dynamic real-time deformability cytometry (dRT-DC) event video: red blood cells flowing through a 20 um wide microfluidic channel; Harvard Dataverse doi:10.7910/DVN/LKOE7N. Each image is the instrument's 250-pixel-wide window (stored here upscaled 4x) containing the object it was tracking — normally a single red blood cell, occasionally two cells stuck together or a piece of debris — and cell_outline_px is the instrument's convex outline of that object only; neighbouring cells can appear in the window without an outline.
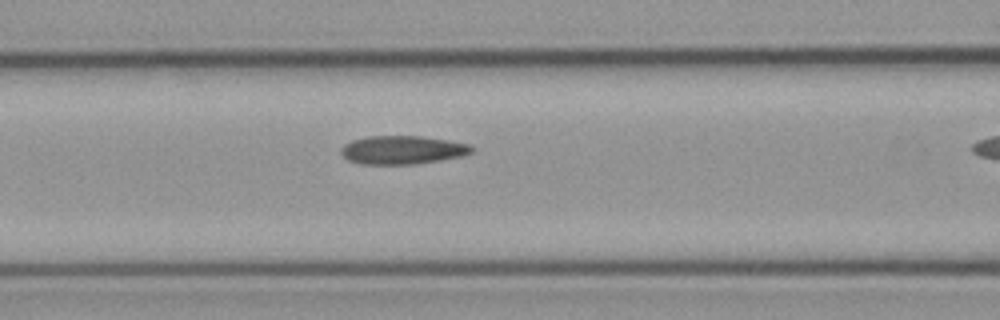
{"species": "common noctule bat (a hibernating species)", "species_latin": "Nyctalus noctula", "temperature_condition": "cold", "stored_images_in_passage": 8, "segment_of_instrument_passage": [1, 2], "camera_frame_rate_fps": 3000, "um_per_image_px": 0.085, "animal": {"sex": "male", "body_mass_g": 23.1, "forearm_length_mm": 52.7}, "frame": {"image": 1, "passage_image": 7, "time_ms": 8.0, "image_size_px": [1000, 320], "cell_outline_px": [[476, 152], [464, 156], [416, 164], [360, 164], [348, 160], [340, 152], [340, 148], [344, 144], [352, 140], [368, 136], [420, 136], [448, 140], [472, 144], [476, 148]], "centroid_in_image_um": [34.27, 12.74], "position_along_channel_um": 132.3, "area_um2": 22.02}}